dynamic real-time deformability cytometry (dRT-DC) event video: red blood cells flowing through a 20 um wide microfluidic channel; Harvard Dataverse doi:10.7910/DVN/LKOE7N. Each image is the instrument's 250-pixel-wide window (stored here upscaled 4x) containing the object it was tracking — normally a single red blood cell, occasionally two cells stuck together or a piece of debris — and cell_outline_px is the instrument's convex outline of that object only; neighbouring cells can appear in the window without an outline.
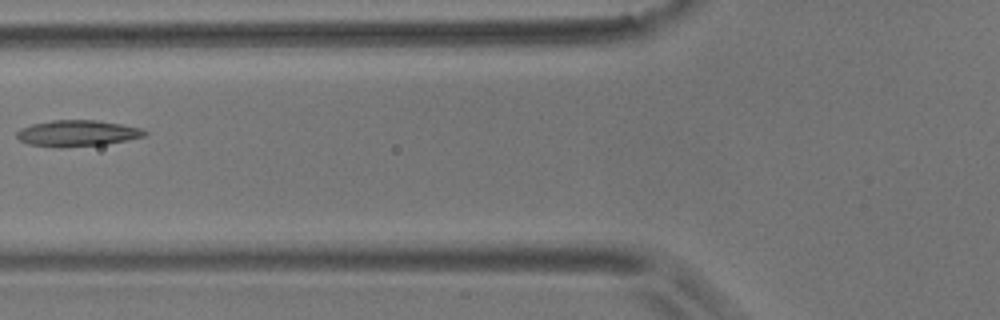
{"species": "common noctule bat (a hibernating species)", "species_latin": "Nyctalus noctula", "temperature_condition": "room temperature", "stored_images_in_passage": 6, "camera_frame_rate_fps": 3000, "um_per_image_px": 0.085, "animal": {"sex": "male", "body_mass_g": 17.9}, "frame": {"image": 1, "passage_image": 5, "time_ms": 1.333, "image_size_px": [1000, 320], "cell_outline_px": [[148, 132], [144, 136], [104, 144], [60, 148], [28, 144], [20, 140], [16, 136], [16, 132], [20, 128], [32, 124], [52, 120], [96, 120], [120, 124], [140, 128]], "centroid_in_image_um": [6.51, 11.33], "position_along_channel_um": 119.3, "area_um2": 19.36}}
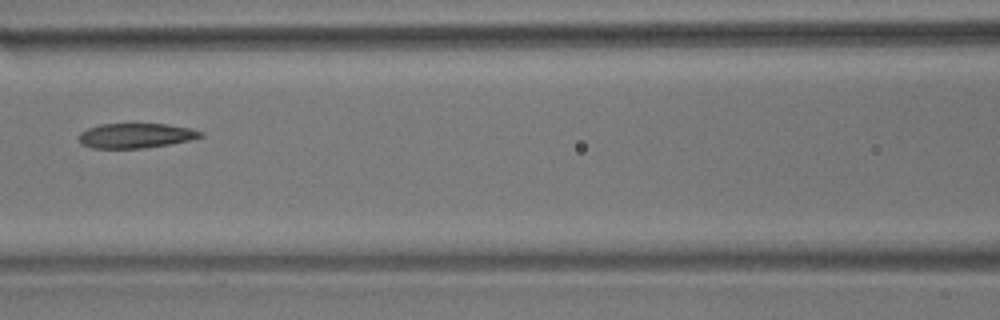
{"frame": {"image": 2, "passage_image": 6, "time_ms": 1.667, "image_size_px": [1000, 320], "cell_outline_px": [[204, 136], [188, 140], [168, 144], [144, 148], [92, 148], [80, 144], [80, 132], [88, 128], [100, 124], [168, 124], [192, 128], [204, 132]], "centroid_in_image_um": [11.55, 11.52], "position_along_channel_um": 155.0, "area_um2": 17.57}}